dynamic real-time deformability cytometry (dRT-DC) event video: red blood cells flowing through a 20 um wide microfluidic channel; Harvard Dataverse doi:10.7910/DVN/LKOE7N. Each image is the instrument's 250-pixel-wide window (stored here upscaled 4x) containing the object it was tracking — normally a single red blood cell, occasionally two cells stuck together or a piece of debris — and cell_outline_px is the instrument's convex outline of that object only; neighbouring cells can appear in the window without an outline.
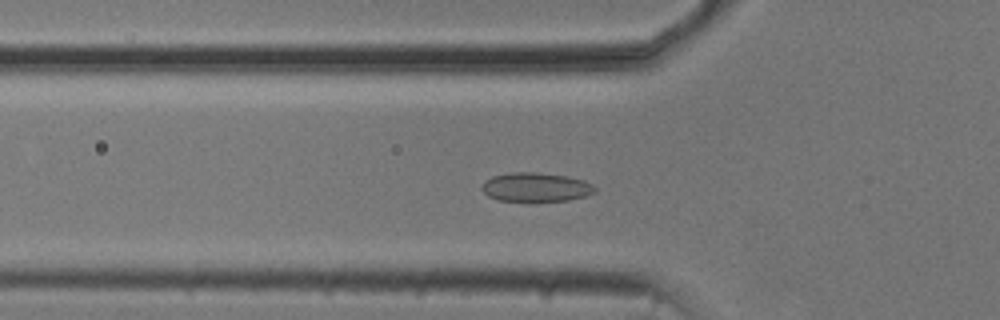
{"species": "common noctule bat (a hibernating species)", "species_latin": "Nyctalus noctula", "temperature_condition": "cold", "stored_images_in_passage": 46, "camera_frame_rate_fps": 3000, "um_per_image_px": 0.085, "animal": {"sex": "male", "body_mass_g": 20.5, "forearm_length_mm": 52.5}, "frame": {"image": 1, "passage_image": 9, "time_ms": 2.667, "image_size_px": [1000, 320], "cell_outline_px": [[596, 192], [584, 196], [568, 200], [500, 200], [488, 196], [480, 188], [484, 180], [492, 176], [512, 172], [536, 172], [568, 176], [584, 180], [592, 184], [596, 188]], "centroid_in_image_um": [45.54, 15.88], "position_along_channel_um": 80.3, "area_um2": 18.96}}
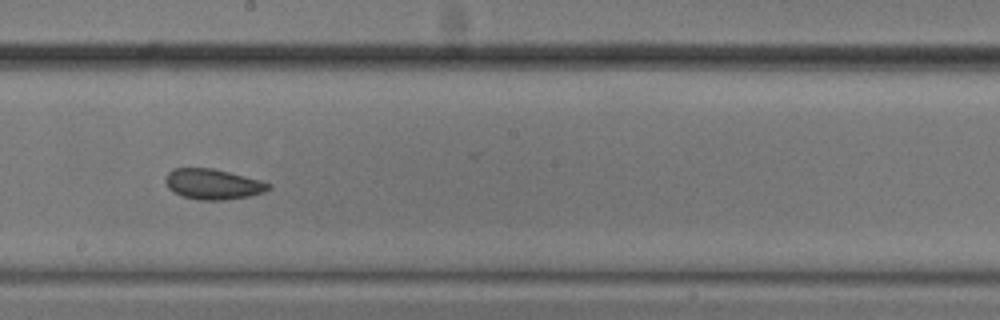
{"frame": {"image": 2, "passage_image": 21, "time_ms": 6.667, "image_size_px": [1000, 320], "cell_outline_px": [[272, 188], [264, 192], [248, 196], [224, 200], [200, 200], [180, 196], [168, 188], [164, 180], [168, 172], [172, 168], [212, 168], [260, 180], [272, 184]], "centroid_in_image_um": [18.08, 15.65], "position_along_channel_um": 230.1, "area_um2": 18.32}}
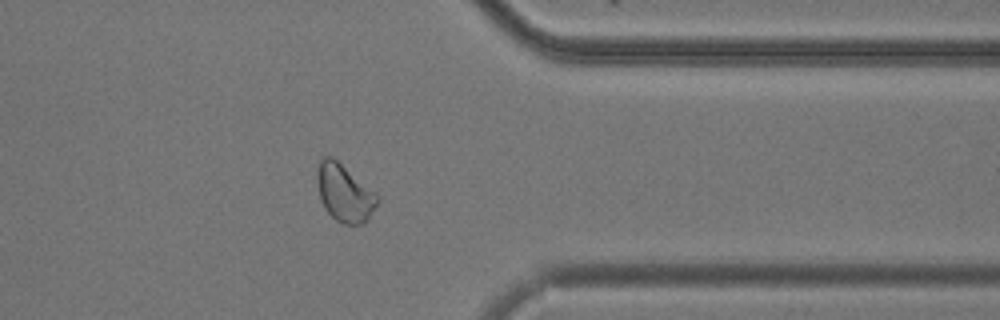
{"frame": {"image": 3, "passage_image": 34, "time_ms": 11.0, "image_size_px": [1000, 320], "cell_outline_px": [[380, 200], [368, 220], [364, 224], [344, 224], [336, 220], [324, 208], [320, 200], [316, 180], [316, 176], [320, 160], [324, 156], [332, 156], [376, 192], [380, 196]], "centroid_in_image_um": [29.29, 16.41], "position_along_channel_um": 382.1, "area_um2": 20.4}, "authors_computed_cell_mechanics": {"area_um2": 18.9873, "velocity_mm_per_s": 3.7332, "shape_relaxation_time_tau1_ms": 5.5442, "shape_relaxation_time_tau2_ms": 2.0613, "deformation_change_tau1": 0.0781, "deformation_change_tau2": 0.0572}}